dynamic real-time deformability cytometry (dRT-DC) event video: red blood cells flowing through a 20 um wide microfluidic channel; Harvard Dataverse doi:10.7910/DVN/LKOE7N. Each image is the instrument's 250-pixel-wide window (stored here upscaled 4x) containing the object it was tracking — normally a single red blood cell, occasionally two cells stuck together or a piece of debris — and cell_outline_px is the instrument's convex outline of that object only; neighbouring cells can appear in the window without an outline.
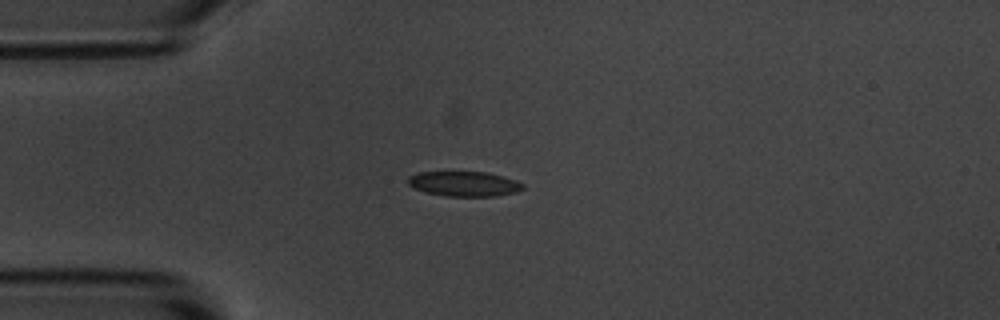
{"species": "common noctule bat (a hibernating species)", "species_latin": "Nyctalus noctula", "temperature_condition": "room temperature", "stored_images_in_passage": 4, "camera_frame_rate_fps": 3000, "um_per_image_px": 0.085, "animal": {"sex": "male", "body_mass_g": 20.1, "forearm_length_mm": 53.5}, "frame": {"image": 1, "passage_image": 4, "time_ms": 3.667, "image_size_px": [1000, 320], "cell_outline_px": [[524, 188], [516, 192], [496, 196], [444, 196], [424, 192], [408, 184], [408, 176], [416, 172], [488, 172], [516, 180], [524, 184]], "centroid_in_image_um": [39.45, 15.62], "position_along_channel_um": 45.6, "area_um2": 16.76}}